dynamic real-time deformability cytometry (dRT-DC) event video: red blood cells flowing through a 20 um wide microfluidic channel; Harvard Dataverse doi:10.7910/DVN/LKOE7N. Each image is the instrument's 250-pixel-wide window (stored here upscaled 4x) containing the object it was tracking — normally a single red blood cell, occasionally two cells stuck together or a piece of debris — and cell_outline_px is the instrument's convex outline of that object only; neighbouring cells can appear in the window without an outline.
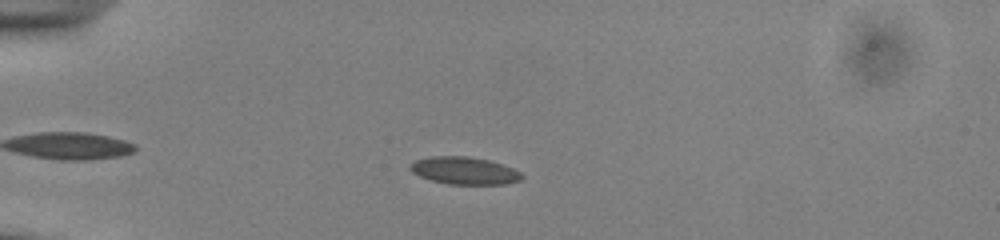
{"species": "common noctule bat (a hibernating species)", "species_latin": "Nyctalus noctula", "temperature_condition": "cold", "stored_images_in_passage": 42, "camera_frame_rate_fps": 3000, "um_per_image_px": 0.085, "animal": {"sex": "male", "body_mass_g": 13.0, "forearm_length_mm": 53.1}, "frame": {"image": 1, "passage_image": 10, "time_ms": 3.0, "image_size_px": [1000, 240], "cell_outline_px": [[524, 176], [520, 180], [504, 184], [448, 184], [432, 180], [420, 176], [412, 172], [408, 168], [408, 164], [416, 160], [428, 156], [468, 156], [488, 160], [512, 168], [520, 172]], "centroid_in_image_um": [39.42, 14.5], "position_along_channel_um": 45.6, "area_um2": 17.8}}
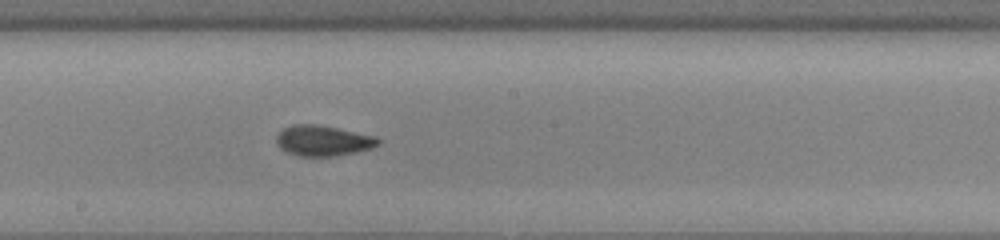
{"frame": {"image": 2, "passage_image": 26, "time_ms": 8.333, "image_size_px": [1000, 240], "cell_outline_px": [[380, 144], [372, 148], [356, 152], [336, 156], [296, 156], [280, 148], [276, 144], [276, 136], [284, 128], [292, 124], [316, 124], [376, 136], [380, 140]], "centroid_in_image_um": [27.45, 11.96], "position_along_channel_um": 220.7, "area_um2": 18.15}}
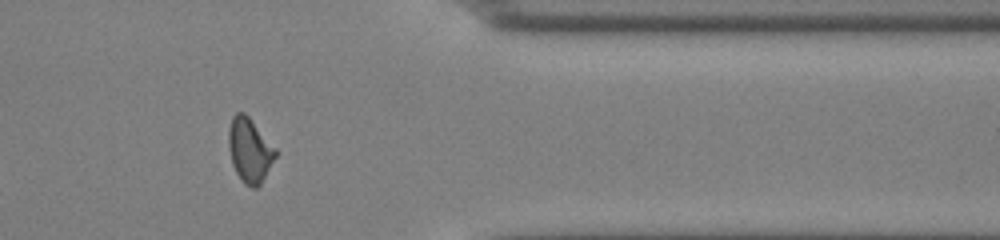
{"frame": {"image": 3, "passage_image": 40, "time_ms": 13.0, "image_size_px": [1000, 240], "cell_outline_px": [[276, 156], [260, 184], [256, 188], [252, 188], [244, 184], [236, 172], [232, 164], [228, 144], [228, 128], [232, 116], [236, 112], [244, 112], [248, 116], [276, 148]], "centroid_in_image_um": [21.2, 12.75], "position_along_channel_um": 390.2, "area_um2": 17.51}, "authors_computed_cell_mechanics": {"area_um2": 17.7446, "velocity_mm_per_s": 3.8885, "shape_relaxation_time_tau1_ms": 5.6112, "shape_relaxation_time_tau2_ms": 2.5112, "deformation_change_tau1": 0.0952, "deformation_change_tau2": 0.0635}}